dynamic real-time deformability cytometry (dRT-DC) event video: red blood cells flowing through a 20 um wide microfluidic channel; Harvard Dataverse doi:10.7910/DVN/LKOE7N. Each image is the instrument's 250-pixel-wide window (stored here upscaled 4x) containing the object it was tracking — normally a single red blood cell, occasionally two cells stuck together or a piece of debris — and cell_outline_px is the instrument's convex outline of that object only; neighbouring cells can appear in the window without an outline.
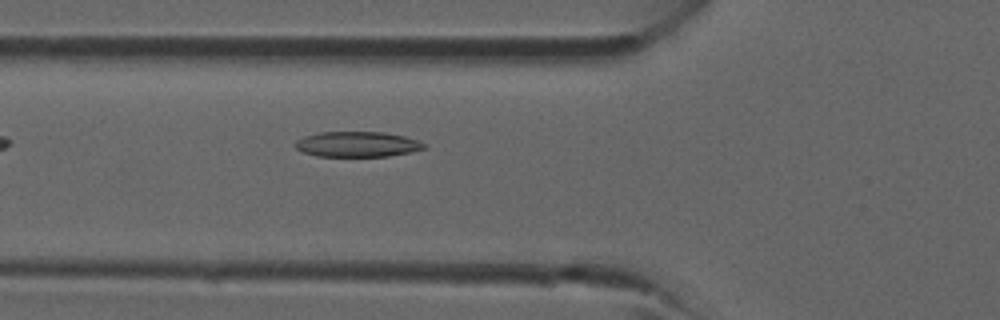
{"species": "common noctule bat (a hibernating species)", "species_latin": "Nyctalus noctula", "temperature_condition": "room temperature", "stored_images_in_passage": 29, "camera_frame_rate_fps": 3000, "um_per_image_px": 0.085, "animal": {"sex": "male", "forearm_length_mm": 52.5}, "frame": {"image": 1, "passage_image": 4, "time_ms": 1.0, "image_size_px": [1000, 320], "cell_outline_px": [[428, 148], [412, 152], [388, 156], [316, 156], [304, 152], [296, 148], [292, 144], [296, 140], [304, 136], [320, 132], [384, 132], [404, 136], [416, 140], [424, 144]], "centroid_in_image_um": [30.35, 12.26], "position_along_channel_um": 95.4, "area_um2": 19.07}}
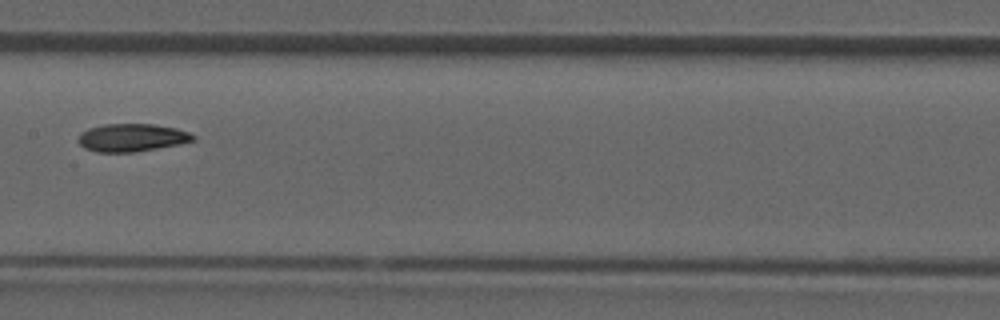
{"frame": {"image": 2, "passage_image": 10, "time_ms": 3.0, "image_size_px": [1000, 320], "cell_outline_px": [[196, 140], [180, 144], [136, 152], [96, 152], [84, 148], [76, 140], [80, 132], [88, 128], [104, 124], [156, 124], [176, 128], [188, 132], [196, 136]], "centroid_in_image_um": [11.19, 11.7], "position_along_channel_um": 196.2, "area_um2": 18.9}}
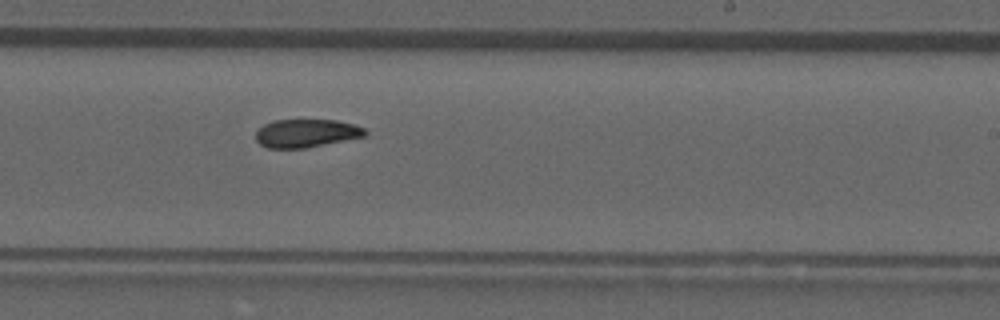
{"frame": {"image": 3, "passage_image": 14, "time_ms": 4.333, "image_size_px": [1000, 320], "cell_outline_px": [[368, 132], [364, 136], [304, 148], [268, 148], [260, 144], [256, 140], [256, 132], [264, 124], [272, 120], [336, 120], [352, 124], [364, 128]], "centroid_in_image_um": [26.0, 11.32], "position_along_channel_um": 263.0, "area_um2": 17.74}}